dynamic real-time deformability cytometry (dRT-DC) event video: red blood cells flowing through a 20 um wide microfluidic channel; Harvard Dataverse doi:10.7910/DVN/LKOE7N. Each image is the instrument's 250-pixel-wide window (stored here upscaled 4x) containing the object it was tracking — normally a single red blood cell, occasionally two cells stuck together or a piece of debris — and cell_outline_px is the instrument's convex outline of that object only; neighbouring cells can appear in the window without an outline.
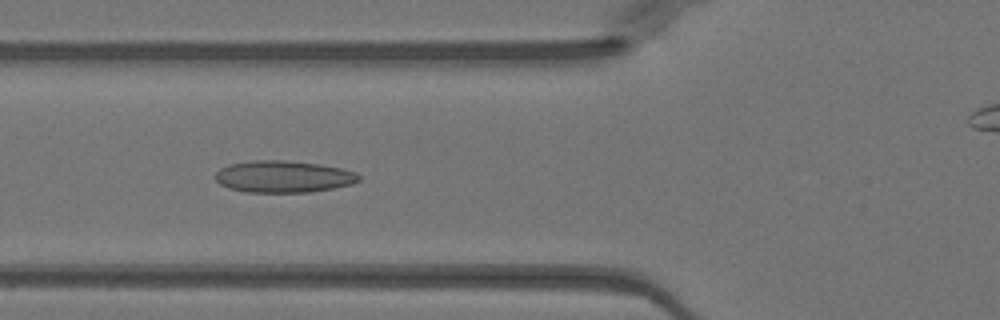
{"species": "Egyptian fruit bat (a non-hibernating species)", "species_latin": "Rousettus aegyptiacus", "temperature_condition": "warm", "stored_images_in_passage": 52, "camera_frame_rate_fps": 3000, "um_per_image_px": 0.085, "animal": {"sex": "female"}, "frame": {"image": 1, "passage_image": 19, "time_ms": 6.0, "image_size_px": [1000, 320], "cell_outline_px": [[360, 180], [352, 184], [332, 188], [308, 192], [244, 192], [228, 188], [220, 184], [216, 180], [216, 172], [220, 168], [228, 164], [252, 160], [284, 160], [320, 164], [340, 168], [356, 172], [360, 176]], "centroid_in_image_um": [24.07, 15.01], "position_along_channel_um": 101.7, "area_um2": 26.7}}
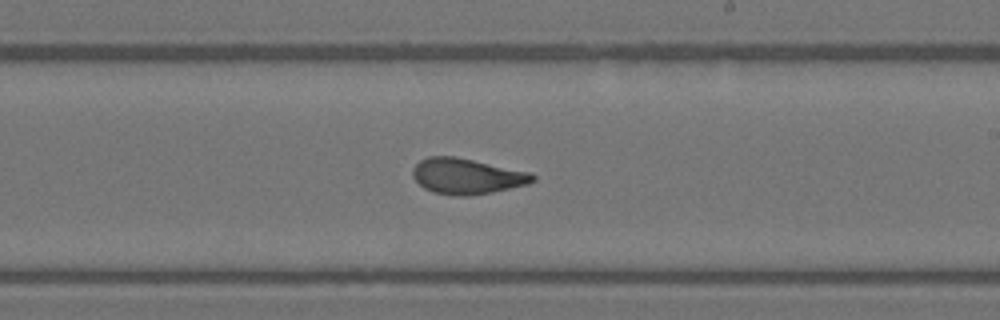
{"frame": {"image": 2, "passage_image": 30, "time_ms": 9.667, "image_size_px": [1000, 320], "cell_outline_px": [[536, 180], [528, 184], [492, 192], [468, 196], [452, 196], [432, 192], [424, 188], [412, 176], [412, 168], [420, 160], [428, 156], [456, 156], [532, 172], [536, 176]], "centroid_in_image_um": [39.69, 14.97], "position_along_channel_um": 249.3, "area_um2": 25.26}}
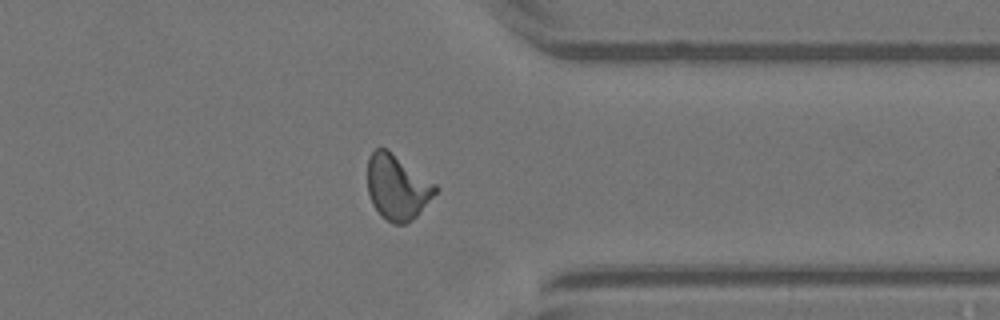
{"frame": {"image": 3, "passage_image": 40, "time_ms": 13.0, "image_size_px": [1000, 320], "cell_outline_px": [[440, 188], [420, 212], [412, 220], [404, 224], [392, 224], [380, 216], [372, 204], [368, 192], [368, 156], [376, 148], [388, 148], [436, 184]], "centroid_in_image_um": [33.76, 15.91], "position_along_channel_um": 377.6, "area_um2": 26.01}, "authors_computed_cell_mechanics": {"area_um2": 25.0563, "velocity_mm_per_s": 4.0254, "shape_relaxation_time_tau1_ms": null, "shape_relaxation_time_tau2_ms": 1.1555, "deformation_change_tau1": null, "deformation_change_tau2": 0.0908}}